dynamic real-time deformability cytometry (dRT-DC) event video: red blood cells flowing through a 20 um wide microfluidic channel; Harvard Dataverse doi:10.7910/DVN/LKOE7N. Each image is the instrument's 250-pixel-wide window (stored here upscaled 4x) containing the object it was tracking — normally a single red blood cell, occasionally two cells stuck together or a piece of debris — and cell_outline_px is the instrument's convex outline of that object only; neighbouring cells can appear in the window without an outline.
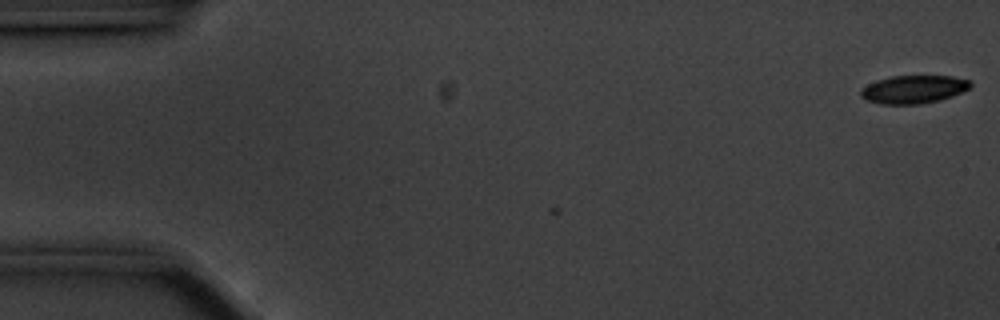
{"species": "common noctule bat (a hibernating species)", "species_latin": "Nyctalus noctula", "temperature_condition": "cold", "stored_images_in_passage": 6, "camera_frame_rate_fps": 3000, "um_per_image_px": 0.085, "animal": {"sex": "male", "body_mass_g": 20.1, "forearm_length_mm": 53.5}, "frame": {"image": 1, "passage_image": 1, "time_ms": 0.0, "image_size_px": [1000, 320], "cell_outline_px": [[972, 84], [968, 88], [952, 96], [940, 100], [920, 104], [880, 104], [864, 100], [860, 96], [860, 88], [876, 80], [892, 76], [952, 76], [968, 80]], "centroid_in_image_um": [77.59, 7.6], "position_along_channel_um": 7.4, "area_um2": 17.98}}